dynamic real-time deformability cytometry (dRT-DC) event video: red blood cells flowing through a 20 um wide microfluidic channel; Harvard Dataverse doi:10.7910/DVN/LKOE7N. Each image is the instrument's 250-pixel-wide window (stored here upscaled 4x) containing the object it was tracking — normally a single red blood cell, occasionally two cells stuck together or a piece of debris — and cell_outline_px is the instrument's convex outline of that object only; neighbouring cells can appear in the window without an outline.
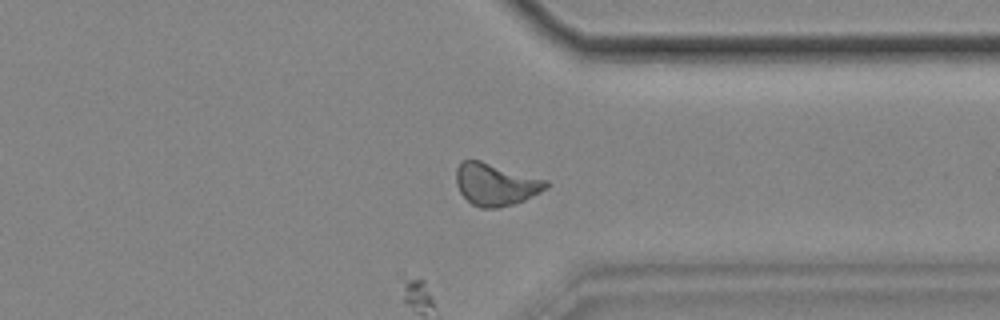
{"species": "common noctule bat (a hibernating species)", "species_latin": "Nyctalus noctula", "temperature_condition": "cold", "stored_images_in_passage": 44, "camera_frame_rate_fps": 3000, "um_per_image_px": 0.085, "animal": {"sex": "female", "body_mass_g": 18.4}, "frame": {"image": 1, "passage_image": 44, "time_ms": 14.333, "image_size_px": [1000, 320], "cell_outline_px": [[548, 188], [524, 200], [500, 208], [480, 208], [472, 204], [460, 192], [456, 184], [456, 168], [464, 160], [480, 160], [548, 180]], "centroid_in_image_um": [42.13, 15.67], "position_along_channel_um": 369.3, "area_um2": 22.08}}